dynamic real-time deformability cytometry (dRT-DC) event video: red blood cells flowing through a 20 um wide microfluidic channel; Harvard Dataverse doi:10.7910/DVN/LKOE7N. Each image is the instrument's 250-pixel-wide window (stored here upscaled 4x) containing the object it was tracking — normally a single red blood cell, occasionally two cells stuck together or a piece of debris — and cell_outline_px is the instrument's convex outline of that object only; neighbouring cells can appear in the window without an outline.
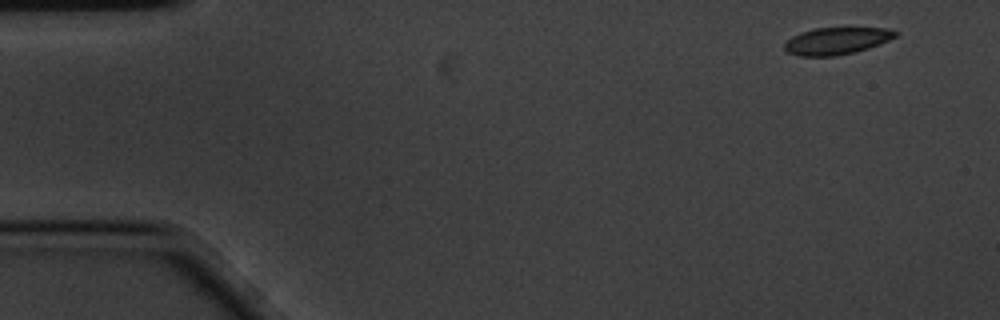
{"species": "common noctule bat (a hibernating species)", "species_latin": "Nyctalus noctula", "temperature_condition": "cold", "stored_images_in_passage": 5, "segment_of_instrument_passage": [1, 2], "camera_frame_rate_fps": 3000, "um_per_image_px": 0.085, "animal": {"sex": "male", "body_mass_g": 20.1, "forearm_length_mm": 53.5}, "frame": {"image": 1, "passage_image": 1, "time_ms": 0.0, "image_size_px": [1000, 320], "cell_outline_px": [[900, 32], [896, 36], [880, 44], [856, 52], [832, 56], [800, 56], [788, 52], [784, 48], [784, 44], [792, 36], [800, 32], [816, 28], [888, 28]], "centroid_in_image_um": [71.12, 3.47], "position_along_channel_um": 13.9, "area_um2": 17.46}}